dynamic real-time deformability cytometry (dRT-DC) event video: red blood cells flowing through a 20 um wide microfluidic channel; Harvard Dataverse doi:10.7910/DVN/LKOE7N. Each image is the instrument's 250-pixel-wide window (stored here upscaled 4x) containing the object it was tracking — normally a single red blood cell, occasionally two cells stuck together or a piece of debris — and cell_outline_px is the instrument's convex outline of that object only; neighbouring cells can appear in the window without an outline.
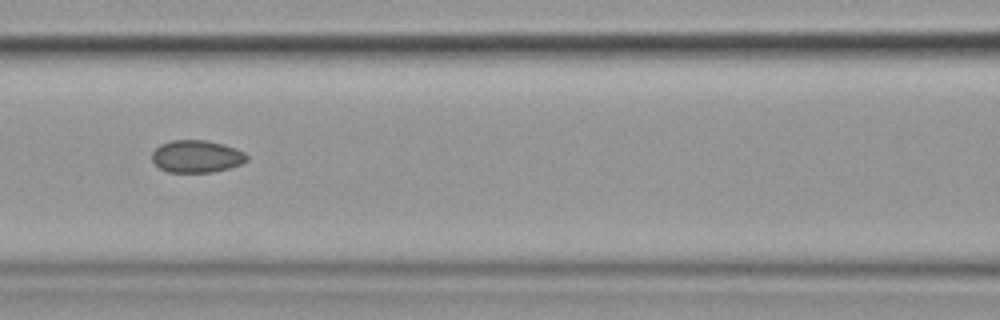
{"species": "common noctule bat (a hibernating species)", "species_latin": "Nyctalus noctula", "temperature_condition": "cold", "stored_images_in_passage": 14, "camera_frame_rate_fps": 3000, "um_per_image_px": 0.085, "animal": {"sex": "female", "body_mass_g": 19.9}, "frame": {"image": 1, "passage_image": 7, "time_ms": 8.0, "image_size_px": [1000, 320], "cell_outline_px": [[248, 160], [240, 164], [228, 168], [212, 172], [168, 172], [160, 168], [152, 160], [152, 152], [160, 144], [172, 140], [208, 140], [224, 144], [236, 148], [244, 152], [248, 156]], "centroid_in_image_um": [16.72, 13.28], "position_along_channel_um": 149.9, "area_um2": 17.92}}
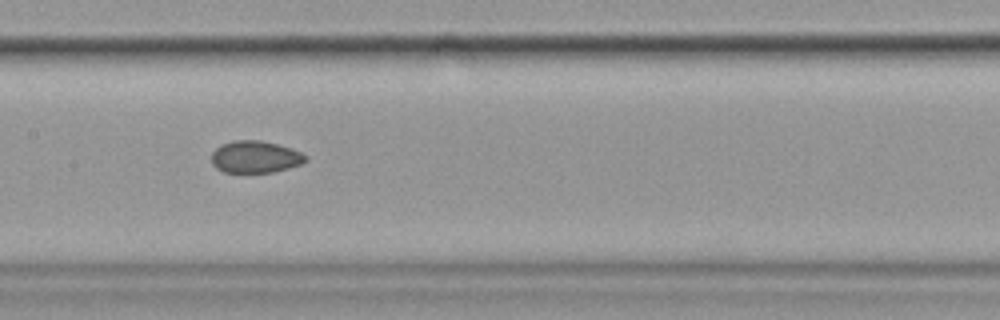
{"frame": {"image": 2, "passage_image": 8, "time_ms": 9.0, "image_size_px": [1000, 320], "cell_outline_px": [[308, 160], [300, 164], [288, 168], [272, 172], [224, 172], [216, 168], [212, 164], [212, 152], [220, 144], [232, 140], [260, 140], [292, 148], [308, 156]], "centroid_in_image_um": [21.69, 13.33], "position_along_channel_um": 185.7, "area_um2": 17.63}, "authors_computed_cell_mechanics": {"area_um2": 18.4671, "velocity_mm_per_s": 3.6067, "shape_relaxation_time_tau1_ms": null, "shape_relaxation_time_tau2_ms": 2.061, "deformation_change_tau1": null, "deformation_change_tau2": 0.0285}}